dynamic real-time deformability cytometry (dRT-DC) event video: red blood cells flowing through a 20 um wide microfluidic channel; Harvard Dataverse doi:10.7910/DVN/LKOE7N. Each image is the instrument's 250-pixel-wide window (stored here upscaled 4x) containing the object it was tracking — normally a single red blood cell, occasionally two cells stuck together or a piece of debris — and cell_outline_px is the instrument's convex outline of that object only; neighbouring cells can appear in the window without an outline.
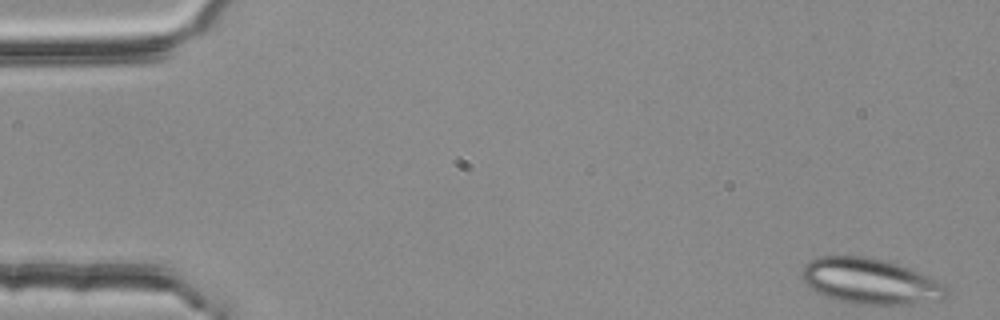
{"species": "common noctule bat (a hibernating species)", "species_latin": "Nyctalus noctula", "temperature_condition": "room temperature", "stored_images_in_passage": 50, "segment_of_instrument_passage": [1, 2], "camera_frame_rate_fps": 3000, "um_per_image_px": 0.085, "animal": {"sex": "female", "body_mass_g": 25.1}, "frame": {"image": 1, "passage_image": 1, "time_ms": 0.0, "image_size_px": [1000, 320], "cell_outline_px": [[948, 292], [944, 300], [912, 304], [852, 304], [836, 300], [824, 296], [816, 292], [800, 276], [800, 272], [804, 264], [820, 256], [868, 256], [884, 260], [908, 268], [936, 280]], "centroid_in_image_um": [73.92, 23.91], "position_along_channel_um": 11.1, "area_um2": 38.32}}